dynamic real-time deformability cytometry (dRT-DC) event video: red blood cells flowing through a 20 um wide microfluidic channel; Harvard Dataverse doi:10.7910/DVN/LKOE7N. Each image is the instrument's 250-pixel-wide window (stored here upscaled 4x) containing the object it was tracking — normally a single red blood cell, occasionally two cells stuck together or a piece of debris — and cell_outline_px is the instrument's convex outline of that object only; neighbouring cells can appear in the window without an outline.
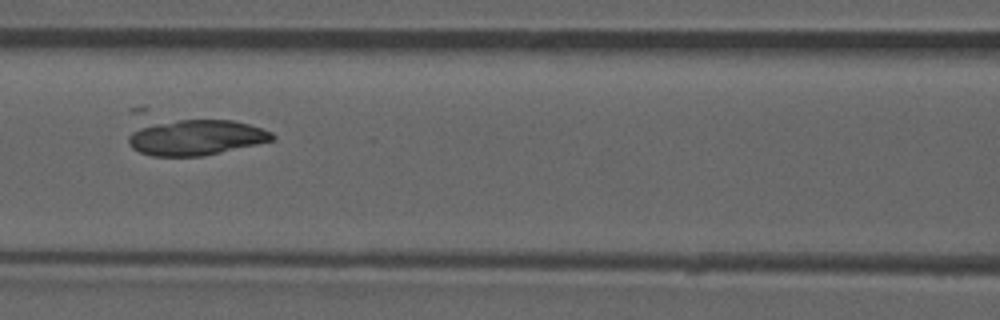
{"species": "common noctule bat (a hibernating species)", "species_latin": "Nyctalus noctula", "temperature_condition": "room temperature", "stored_images_in_passage": 52, "camera_frame_rate_fps": 3000, "um_per_image_px": 0.085, "animal": {"sex": "male", "forearm_length_mm": 52.5}, "frame": {"image": 1, "passage_image": 23, "time_ms": 7.333, "image_size_px": [1000, 320], "cell_outline_px": [[276, 140], [204, 156], [152, 156], [140, 152], [132, 148], [128, 144], [128, 108], [144, 108], [232, 120], [248, 124], [272, 132], [276, 136]], "centroid_in_image_um": [16.07, 11.37], "position_along_channel_um": 150.5, "area_um2": 36.7}}